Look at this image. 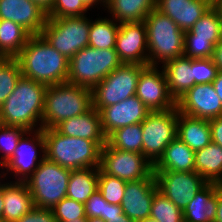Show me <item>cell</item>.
<instances>
[{
	"label": "cell",
	"mask_w": 222,
	"mask_h": 222,
	"mask_svg": "<svg viewBox=\"0 0 222 222\" xmlns=\"http://www.w3.org/2000/svg\"><path fill=\"white\" fill-rule=\"evenodd\" d=\"M16 59L25 78L47 86L67 82L69 60L41 35H32Z\"/></svg>",
	"instance_id": "obj_1"
},
{
	"label": "cell",
	"mask_w": 222,
	"mask_h": 222,
	"mask_svg": "<svg viewBox=\"0 0 222 222\" xmlns=\"http://www.w3.org/2000/svg\"><path fill=\"white\" fill-rule=\"evenodd\" d=\"M47 87L45 84L21 76L13 92L0 107V124L19 126L28 131L42 129Z\"/></svg>",
	"instance_id": "obj_2"
},
{
	"label": "cell",
	"mask_w": 222,
	"mask_h": 222,
	"mask_svg": "<svg viewBox=\"0 0 222 222\" xmlns=\"http://www.w3.org/2000/svg\"><path fill=\"white\" fill-rule=\"evenodd\" d=\"M45 156L71 170L99 168L101 148L106 141H92L61 134L56 128L43 129Z\"/></svg>",
	"instance_id": "obj_3"
},
{
	"label": "cell",
	"mask_w": 222,
	"mask_h": 222,
	"mask_svg": "<svg viewBox=\"0 0 222 222\" xmlns=\"http://www.w3.org/2000/svg\"><path fill=\"white\" fill-rule=\"evenodd\" d=\"M93 107L92 90L68 82L48 86L42 129L55 128L63 120L82 115Z\"/></svg>",
	"instance_id": "obj_4"
},
{
	"label": "cell",
	"mask_w": 222,
	"mask_h": 222,
	"mask_svg": "<svg viewBox=\"0 0 222 222\" xmlns=\"http://www.w3.org/2000/svg\"><path fill=\"white\" fill-rule=\"evenodd\" d=\"M148 45V65L158 66L184 54L185 32L168 16L154 9L144 19Z\"/></svg>",
	"instance_id": "obj_5"
},
{
	"label": "cell",
	"mask_w": 222,
	"mask_h": 222,
	"mask_svg": "<svg viewBox=\"0 0 222 222\" xmlns=\"http://www.w3.org/2000/svg\"><path fill=\"white\" fill-rule=\"evenodd\" d=\"M122 64L115 49L87 46L69 59L67 82L92 90Z\"/></svg>",
	"instance_id": "obj_6"
},
{
	"label": "cell",
	"mask_w": 222,
	"mask_h": 222,
	"mask_svg": "<svg viewBox=\"0 0 222 222\" xmlns=\"http://www.w3.org/2000/svg\"><path fill=\"white\" fill-rule=\"evenodd\" d=\"M86 16L47 17L40 35L69 60L88 46L91 20Z\"/></svg>",
	"instance_id": "obj_7"
},
{
	"label": "cell",
	"mask_w": 222,
	"mask_h": 222,
	"mask_svg": "<svg viewBox=\"0 0 222 222\" xmlns=\"http://www.w3.org/2000/svg\"><path fill=\"white\" fill-rule=\"evenodd\" d=\"M71 169L61 167L46 157L26 180L35 207L52 209L66 197Z\"/></svg>",
	"instance_id": "obj_8"
},
{
	"label": "cell",
	"mask_w": 222,
	"mask_h": 222,
	"mask_svg": "<svg viewBox=\"0 0 222 222\" xmlns=\"http://www.w3.org/2000/svg\"><path fill=\"white\" fill-rule=\"evenodd\" d=\"M146 65L122 64L92 89L93 108L99 112L136 93L140 72Z\"/></svg>",
	"instance_id": "obj_9"
},
{
	"label": "cell",
	"mask_w": 222,
	"mask_h": 222,
	"mask_svg": "<svg viewBox=\"0 0 222 222\" xmlns=\"http://www.w3.org/2000/svg\"><path fill=\"white\" fill-rule=\"evenodd\" d=\"M177 107L150 112L141 123L143 155L154 165L165 148L177 137Z\"/></svg>",
	"instance_id": "obj_10"
},
{
	"label": "cell",
	"mask_w": 222,
	"mask_h": 222,
	"mask_svg": "<svg viewBox=\"0 0 222 222\" xmlns=\"http://www.w3.org/2000/svg\"><path fill=\"white\" fill-rule=\"evenodd\" d=\"M99 168L126 182L155 179L154 165L143 154L121 151L107 143L101 148Z\"/></svg>",
	"instance_id": "obj_11"
},
{
	"label": "cell",
	"mask_w": 222,
	"mask_h": 222,
	"mask_svg": "<svg viewBox=\"0 0 222 222\" xmlns=\"http://www.w3.org/2000/svg\"><path fill=\"white\" fill-rule=\"evenodd\" d=\"M221 40V17L212 5L195 23L191 30L185 32L184 54L191 59L211 58L214 46Z\"/></svg>",
	"instance_id": "obj_12"
},
{
	"label": "cell",
	"mask_w": 222,
	"mask_h": 222,
	"mask_svg": "<svg viewBox=\"0 0 222 222\" xmlns=\"http://www.w3.org/2000/svg\"><path fill=\"white\" fill-rule=\"evenodd\" d=\"M27 134L29 136L26 137ZM30 136L34 137L31 138ZM37 147L40 150L39 154L37 152ZM41 152L43 154H41ZM45 155V138L43 129L28 131L19 140L12 158L3 166V169H7L6 173L4 170H2L3 172L1 171V173H3V178L5 179L8 172L10 173L11 171V173H14L13 178L14 176L16 179L18 178L16 181L26 182V180L38 168L43 159H45Z\"/></svg>",
	"instance_id": "obj_13"
},
{
	"label": "cell",
	"mask_w": 222,
	"mask_h": 222,
	"mask_svg": "<svg viewBox=\"0 0 222 222\" xmlns=\"http://www.w3.org/2000/svg\"><path fill=\"white\" fill-rule=\"evenodd\" d=\"M154 176L158 190L181 210L208 183L195 171H154Z\"/></svg>",
	"instance_id": "obj_14"
},
{
	"label": "cell",
	"mask_w": 222,
	"mask_h": 222,
	"mask_svg": "<svg viewBox=\"0 0 222 222\" xmlns=\"http://www.w3.org/2000/svg\"><path fill=\"white\" fill-rule=\"evenodd\" d=\"M159 67L161 66H146L140 72L137 82L135 95L150 112L166 111L176 107V102L168 91L164 70Z\"/></svg>",
	"instance_id": "obj_15"
},
{
	"label": "cell",
	"mask_w": 222,
	"mask_h": 222,
	"mask_svg": "<svg viewBox=\"0 0 222 222\" xmlns=\"http://www.w3.org/2000/svg\"><path fill=\"white\" fill-rule=\"evenodd\" d=\"M176 107L178 112L195 118L222 116V103L212 83L195 84L176 101Z\"/></svg>",
	"instance_id": "obj_16"
},
{
	"label": "cell",
	"mask_w": 222,
	"mask_h": 222,
	"mask_svg": "<svg viewBox=\"0 0 222 222\" xmlns=\"http://www.w3.org/2000/svg\"><path fill=\"white\" fill-rule=\"evenodd\" d=\"M115 51L123 64L148 66L145 22L121 23L116 36Z\"/></svg>",
	"instance_id": "obj_17"
},
{
	"label": "cell",
	"mask_w": 222,
	"mask_h": 222,
	"mask_svg": "<svg viewBox=\"0 0 222 222\" xmlns=\"http://www.w3.org/2000/svg\"><path fill=\"white\" fill-rule=\"evenodd\" d=\"M150 110L136 96L104 107L100 111L101 128L106 138L115 130L133 124L142 123Z\"/></svg>",
	"instance_id": "obj_18"
},
{
	"label": "cell",
	"mask_w": 222,
	"mask_h": 222,
	"mask_svg": "<svg viewBox=\"0 0 222 222\" xmlns=\"http://www.w3.org/2000/svg\"><path fill=\"white\" fill-rule=\"evenodd\" d=\"M157 191L155 179L126 182L121 201L123 212L136 222L150 217L152 202Z\"/></svg>",
	"instance_id": "obj_19"
},
{
	"label": "cell",
	"mask_w": 222,
	"mask_h": 222,
	"mask_svg": "<svg viewBox=\"0 0 222 222\" xmlns=\"http://www.w3.org/2000/svg\"><path fill=\"white\" fill-rule=\"evenodd\" d=\"M0 19L11 20L32 35H40L47 13L31 0H0Z\"/></svg>",
	"instance_id": "obj_20"
},
{
	"label": "cell",
	"mask_w": 222,
	"mask_h": 222,
	"mask_svg": "<svg viewBox=\"0 0 222 222\" xmlns=\"http://www.w3.org/2000/svg\"><path fill=\"white\" fill-rule=\"evenodd\" d=\"M213 5V0H156L155 9L168 16L183 31H189Z\"/></svg>",
	"instance_id": "obj_21"
},
{
	"label": "cell",
	"mask_w": 222,
	"mask_h": 222,
	"mask_svg": "<svg viewBox=\"0 0 222 222\" xmlns=\"http://www.w3.org/2000/svg\"><path fill=\"white\" fill-rule=\"evenodd\" d=\"M3 183V222H16L35 207L33 198L26 182Z\"/></svg>",
	"instance_id": "obj_22"
},
{
	"label": "cell",
	"mask_w": 222,
	"mask_h": 222,
	"mask_svg": "<svg viewBox=\"0 0 222 222\" xmlns=\"http://www.w3.org/2000/svg\"><path fill=\"white\" fill-rule=\"evenodd\" d=\"M55 128L66 136L106 141V136L101 128L100 112L93 107L82 115L63 120Z\"/></svg>",
	"instance_id": "obj_23"
},
{
	"label": "cell",
	"mask_w": 222,
	"mask_h": 222,
	"mask_svg": "<svg viewBox=\"0 0 222 222\" xmlns=\"http://www.w3.org/2000/svg\"><path fill=\"white\" fill-rule=\"evenodd\" d=\"M217 212V183L208 182L183 210L184 222H214Z\"/></svg>",
	"instance_id": "obj_24"
},
{
	"label": "cell",
	"mask_w": 222,
	"mask_h": 222,
	"mask_svg": "<svg viewBox=\"0 0 222 222\" xmlns=\"http://www.w3.org/2000/svg\"><path fill=\"white\" fill-rule=\"evenodd\" d=\"M170 96L175 102L194 86L191 58L181 56L162 65Z\"/></svg>",
	"instance_id": "obj_25"
},
{
	"label": "cell",
	"mask_w": 222,
	"mask_h": 222,
	"mask_svg": "<svg viewBox=\"0 0 222 222\" xmlns=\"http://www.w3.org/2000/svg\"><path fill=\"white\" fill-rule=\"evenodd\" d=\"M154 171H195V151L176 137L154 164Z\"/></svg>",
	"instance_id": "obj_26"
},
{
	"label": "cell",
	"mask_w": 222,
	"mask_h": 222,
	"mask_svg": "<svg viewBox=\"0 0 222 222\" xmlns=\"http://www.w3.org/2000/svg\"><path fill=\"white\" fill-rule=\"evenodd\" d=\"M177 137L193 151L204 148L212 142L209 120L178 112Z\"/></svg>",
	"instance_id": "obj_27"
},
{
	"label": "cell",
	"mask_w": 222,
	"mask_h": 222,
	"mask_svg": "<svg viewBox=\"0 0 222 222\" xmlns=\"http://www.w3.org/2000/svg\"><path fill=\"white\" fill-rule=\"evenodd\" d=\"M156 0H109L106 9L109 17L121 23L141 22L154 10Z\"/></svg>",
	"instance_id": "obj_28"
},
{
	"label": "cell",
	"mask_w": 222,
	"mask_h": 222,
	"mask_svg": "<svg viewBox=\"0 0 222 222\" xmlns=\"http://www.w3.org/2000/svg\"><path fill=\"white\" fill-rule=\"evenodd\" d=\"M195 172L207 182L222 184V147L211 142L195 151Z\"/></svg>",
	"instance_id": "obj_29"
},
{
	"label": "cell",
	"mask_w": 222,
	"mask_h": 222,
	"mask_svg": "<svg viewBox=\"0 0 222 222\" xmlns=\"http://www.w3.org/2000/svg\"><path fill=\"white\" fill-rule=\"evenodd\" d=\"M31 36L20 24L0 19V58H16Z\"/></svg>",
	"instance_id": "obj_30"
},
{
	"label": "cell",
	"mask_w": 222,
	"mask_h": 222,
	"mask_svg": "<svg viewBox=\"0 0 222 222\" xmlns=\"http://www.w3.org/2000/svg\"><path fill=\"white\" fill-rule=\"evenodd\" d=\"M99 168L71 170L66 197L85 203L98 190Z\"/></svg>",
	"instance_id": "obj_31"
},
{
	"label": "cell",
	"mask_w": 222,
	"mask_h": 222,
	"mask_svg": "<svg viewBox=\"0 0 222 222\" xmlns=\"http://www.w3.org/2000/svg\"><path fill=\"white\" fill-rule=\"evenodd\" d=\"M106 143L115 149L143 154V134L141 123L128 125L113 131Z\"/></svg>",
	"instance_id": "obj_32"
},
{
	"label": "cell",
	"mask_w": 222,
	"mask_h": 222,
	"mask_svg": "<svg viewBox=\"0 0 222 222\" xmlns=\"http://www.w3.org/2000/svg\"><path fill=\"white\" fill-rule=\"evenodd\" d=\"M120 24L113 18L91 20L88 46L96 49H115Z\"/></svg>",
	"instance_id": "obj_33"
},
{
	"label": "cell",
	"mask_w": 222,
	"mask_h": 222,
	"mask_svg": "<svg viewBox=\"0 0 222 222\" xmlns=\"http://www.w3.org/2000/svg\"><path fill=\"white\" fill-rule=\"evenodd\" d=\"M21 76V68L16 58H0V107L13 92Z\"/></svg>",
	"instance_id": "obj_34"
},
{
	"label": "cell",
	"mask_w": 222,
	"mask_h": 222,
	"mask_svg": "<svg viewBox=\"0 0 222 222\" xmlns=\"http://www.w3.org/2000/svg\"><path fill=\"white\" fill-rule=\"evenodd\" d=\"M150 217L158 222H184L183 210L179 209L159 190L154 195Z\"/></svg>",
	"instance_id": "obj_35"
},
{
	"label": "cell",
	"mask_w": 222,
	"mask_h": 222,
	"mask_svg": "<svg viewBox=\"0 0 222 222\" xmlns=\"http://www.w3.org/2000/svg\"><path fill=\"white\" fill-rule=\"evenodd\" d=\"M28 130L19 126L0 124V166L2 167L12 158L19 140Z\"/></svg>",
	"instance_id": "obj_36"
},
{
	"label": "cell",
	"mask_w": 222,
	"mask_h": 222,
	"mask_svg": "<svg viewBox=\"0 0 222 222\" xmlns=\"http://www.w3.org/2000/svg\"><path fill=\"white\" fill-rule=\"evenodd\" d=\"M126 181L117 177L105 174L99 168L98 190L102 193L103 198L110 204L121 205L124 196Z\"/></svg>",
	"instance_id": "obj_37"
},
{
	"label": "cell",
	"mask_w": 222,
	"mask_h": 222,
	"mask_svg": "<svg viewBox=\"0 0 222 222\" xmlns=\"http://www.w3.org/2000/svg\"><path fill=\"white\" fill-rule=\"evenodd\" d=\"M51 210L57 222H66L86 217L84 204L67 197L63 198Z\"/></svg>",
	"instance_id": "obj_38"
},
{
	"label": "cell",
	"mask_w": 222,
	"mask_h": 222,
	"mask_svg": "<svg viewBox=\"0 0 222 222\" xmlns=\"http://www.w3.org/2000/svg\"><path fill=\"white\" fill-rule=\"evenodd\" d=\"M89 9L81 0H54L51 10L47 13L49 18H64L84 16Z\"/></svg>",
	"instance_id": "obj_39"
},
{
	"label": "cell",
	"mask_w": 222,
	"mask_h": 222,
	"mask_svg": "<svg viewBox=\"0 0 222 222\" xmlns=\"http://www.w3.org/2000/svg\"><path fill=\"white\" fill-rule=\"evenodd\" d=\"M191 69L194 73V85L212 83L219 72L211 58L191 59Z\"/></svg>",
	"instance_id": "obj_40"
},
{
	"label": "cell",
	"mask_w": 222,
	"mask_h": 222,
	"mask_svg": "<svg viewBox=\"0 0 222 222\" xmlns=\"http://www.w3.org/2000/svg\"><path fill=\"white\" fill-rule=\"evenodd\" d=\"M84 210L87 218L98 217L106 222L107 201L99 190L84 203Z\"/></svg>",
	"instance_id": "obj_41"
},
{
	"label": "cell",
	"mask_w": 222,
	"mask_h": 222,
	"mask_svg": "<svg viewBox=\"0 0 222 222\" xmlns=\"http://www.w3.org/2000/svg\"><path fill=\"white\" fill-rule=\"evenodd\" d=\"M16 222H57L51 209L34 207Z\"/></svg>",
	"instance_id": "obj_42"
},
{
	"label": "cell",
	"mask_w": 222,
	"mask_h": 222,
	"mask_svg": "<svg viewBox=\"0 0 222 222\" xmlns=\"http://www.w3.org/2000/svg\"><path fill=\"white\" fill-rule=\"evenodd\" d=\"M212 142L222 147V116L209 120Z\"/></svg>",
	"instance_id": "obj_43"
},
{
	"label": "cell",
	"mask_w": 222,
	"mask_h": 222,
	"mask_svg": "<svg viewBox=\"0 0 222 222\" xmlns=\"http://www.w3.org/2000/svg\"><path fill=\"white\" fill-rule=\"evenodd\" d=\"M211 59L218 71H222V39L214 46Z\"/></svg>",
	"instance_id": "obj_44"
},
{
	"label": "cell",
	"mask_w": 222,
	"mask_h": 222,
	"mask_svg": "<svg viewBox=\"0 0 222 222\" xmlns=\"http://www.w3.org/2000/svg\"><path fill=\"white\" fill-rule=\"evenodd\" d=\"M122 213H123V209L121 205L110 204L107 202L106 222H108L109 220H114L115 218H118V216Z\"/></svg>",
	"instance_id": "obj_45"
},
{
	"label": "cell",
	"mask_w": 222,
	"mask_h": 222,
	"mask_svg": "<svg viewBox=\"0 0 222 222\" xmlns=\"http://www.w3.org/2000/svg\"><path fill=\"white\" fill-rule=\"evenodd\" d=\"M214 222H222V184L217 183V212Z\"/></svg>",
	"instance_id": "obj_46"
},
{
	"label": "cell",
	"mask_w": 222,
	"mask_h": 222,
	"mask_svg": "<svg viewBox=\"0 0 222 222\" xmlns=\"http://www.w3.org/2000/svg\"><path fill=\"white\" fill-rule=\"evenodd\" d=\"M216 94L219 96L222 103V71H219L216 78L212 82Z\"/></svg>",
	"instance_id": "obj_47"
},
{
	"label": "cell",
	"mask_w": 222,
	"mask_h": 222,
	"mask_svg": "<svg viewBox=\"0 0 222 222\" xmlns=\"http://www.w3.org/2000/svg\"><path fill=\"white\" fill-rule=\"evenodd\" d=\"M31 1L36 3L46 13H48L51 10L52 5L54 3V0H31Z\"/></svg>",
	"instance_id": "obj_48"
},
{
	"label": "cell",
	"mask_w": 222,
	"mask_h": 222,
	"mask_svg": "<svg viewBox=\"0 0 222 222\" xmlns=\"http://www.w3.org/2000/svg\"><path fill=\"white\" fill-rule=\"evenodd\" d=\"M81 2L88 8L90 9L91 7L93 8L94 5H102L104 8H106V2L104 0H81Z\"/></svg>",
	"instance_id": "obj_49"
},
{
	"label": "cell",
	"mask_w": 222,
	"mask_h": 222,
	"mask_svg": "<svg viewBox=\"0 0 222 222\" xmlns=\"http://www.w3.org/2000/svg\"><path fill=\"white\" fill-rule=\"evenodd\" d=\"M0 222H3L2 214H3V207H4V201H3V179L0 180Z\"/></svg>",
	"instance_id": "obj_50"
},
{
	"label": "cell",
	"mask_w": 222,
	"mask_h": 222,
	"mask_svg": "<svg viewBox=\"0 0 222 222\" xmlns=\"http://www.w3.org/2000/svg\"><path fill=\"white\" fill-rule=\"evenodd\" d=\"M108 222H136L130 219L124 212L115 218L114 220H109Z\"/></svg>",
	"instance_id": "obj_51"
},
{
	"label": "cell",
	"mask_w": 222,
	"mask_h": 222,
	"mask_svg": "<svg viewBox=\"0 0 222 222\" xmlns=\"http://www.w3.org/2000/svg\"><path fill=\"white\" fill-rule=\"evenodd\" d=\"M213 6L218 10L220 17H222V0H213Z\"/></svg>",
	"instance_id": "obj_52"
},
{
	"label": "cell",
	"mask_w": 222,
	"mask_h": 222,
	"mask_svg": "<svg viewBox=\"0 0 222 222\" xmlns=\"http://www.w3.org/2000/svg\"><path fill=\"white\" fill-rule=\"evenodd\" d=\"M87 222H105V221L98 217H92V218H87Z\"/></svg>",
	"instance_id": "obj_53"
},
{
	"label": "cell",
	"mask_w": 222,
	"mask_h": 222,
	"mask_svg": "<svg viewBox=\"0 0 222 222\" xmlns=\"http://www.w3.org/2000/svg\"><path fill=\"white\" fill-rule=\"evenodd\" d=\"M137 222H158L157 220L151 218V217H148V218H145V219H142V220H139Z\"/></svg>",
	"instance_id": "obj_54"
},
{
	"label": "cell",
	"mask_w": 222,
	"mask_h": 222,
	"mask_svg": "<svg viewBox=\"0 0 222 222\" xmlns=\"http://www.w3.org/2000/svg\"><path fill=\"white\" fill-rule=\"evenodd\" d=\"M66 222H87V217L85 218H76L75 220H70Z\"/></svg>",
	"instance_id": "obj_55"
},
{
	"label": "cell",
	"mask_w": 222,
	"mask_h": 222,
	"mask_svg": "<svg viewBox=\"0 0 222 222\" xmlns=\"http://www.w3.org/2000/svg\"><path fill=\"white\" fill-rule=\"evenodd\" d=\"M221 39H222V17H221Z\"/></svg>",
	"instance_id": "obj_56"
}]
</instances>
